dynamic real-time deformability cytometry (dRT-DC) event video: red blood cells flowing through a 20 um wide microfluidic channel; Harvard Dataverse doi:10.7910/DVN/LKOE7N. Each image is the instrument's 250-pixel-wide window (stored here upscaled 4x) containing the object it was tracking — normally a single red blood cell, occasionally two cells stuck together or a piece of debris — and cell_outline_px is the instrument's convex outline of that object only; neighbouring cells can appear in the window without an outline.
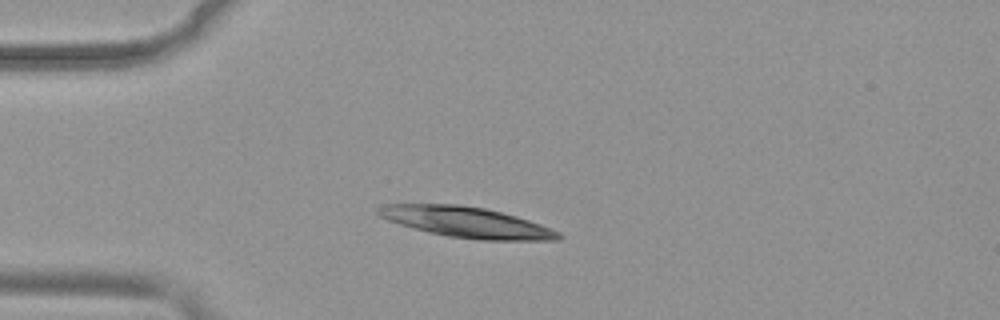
{"species": "common noctule bat (a hibernating species)", "species_latin": "Nyctalus noctula", "temperature_condition": "warm", "stored_images_in_passage": 47, "camera_frame_rate_fps": 3000, "um_per_image_px": 0.085, "animal": {"sex": "female", "body_mass_g": 19.9}, "frame": {"image": 1, "passage_image": 9, "time_ms": 2.667, "image_size_px": [1000, 320], "cell_outline_px": [[564, 236], [560, 240], [480, 240], [448, 236], [428, 232], [400, 224], [388, 220], [380, 216], [376, 212], [376, 208], [384, 204], [460, 204], [484, 208], [516, 216], [540, 224], [560, 232]], "centroid_in_image_um": [39.66, 18.89], "position_along_channel_um": 45.3, "area_um2": 32.08}}